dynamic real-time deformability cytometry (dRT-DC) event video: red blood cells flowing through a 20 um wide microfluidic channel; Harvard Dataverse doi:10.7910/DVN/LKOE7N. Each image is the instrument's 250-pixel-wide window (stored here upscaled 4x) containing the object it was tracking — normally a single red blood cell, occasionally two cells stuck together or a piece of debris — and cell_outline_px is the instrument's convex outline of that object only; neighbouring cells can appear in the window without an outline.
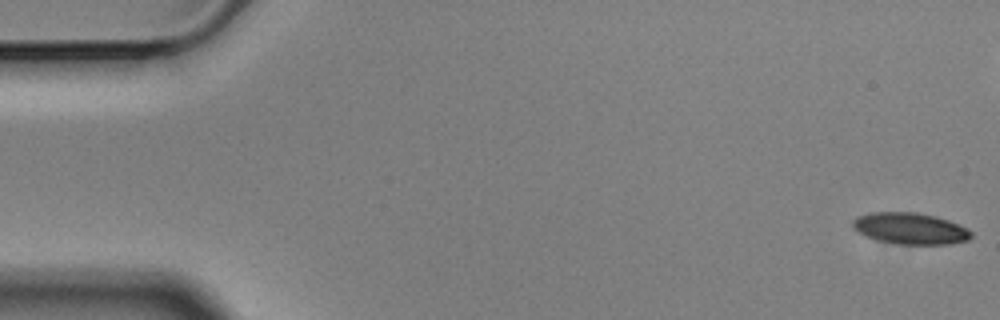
{"species": "Egyptian fruit bat (a non-hibernating species)", "species_latin": "Rousettus aegyptiacus", "temperature_condition": "cold", "stored_images_in_passage": 58, "camera_frame_rate_fps": 3000, "um_per_image_px": 0.085, "animal": {"sex": "male"}, "frame": {"image": 1, "passage_image": 1, "time_ms": 0.0, "image_size_px": [1000, 320], "cell_outline_px": [[972, 236], [968, 240], [948, 244], [892, 244], [868, 236], [852, 228], [852, 220], [856, 216], [872, 212], [916, 212], [936, 216], [948, 220], [968, 228], [972, 232]], "centroid_in_image_um": [77.38, 19.41], "position_along_channel_um": 7.6, "area_um2": 21.73}}
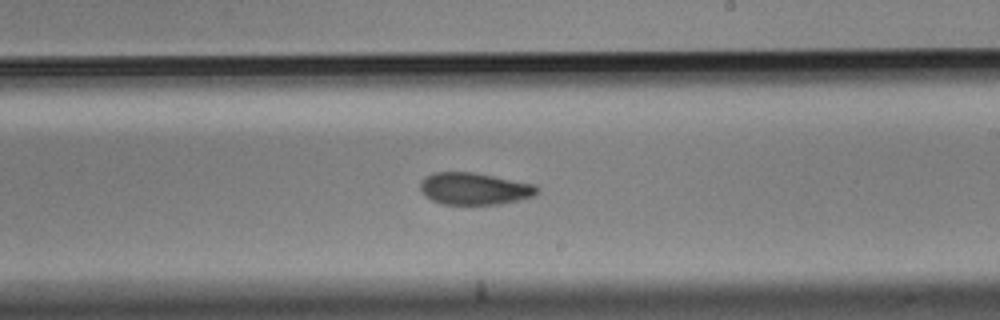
{"frame": {"image": 2, "passage_image": 33, "time_ms": 10.667, "image_size_px": [1000, 320], "cell_outline_px": [[540, 192], [532, 196], [520, 200], [500, 204], [444, 204], [432, 200], [424, 196], [420, 188], [420, 180], [424, 176], [432, 172], [472, 172], [536, 184], [540, 188]], "centroid_in_image_um": [40.32, 16.03], "position_along_channel_um": 248.7, "area_um2": 22.02}}
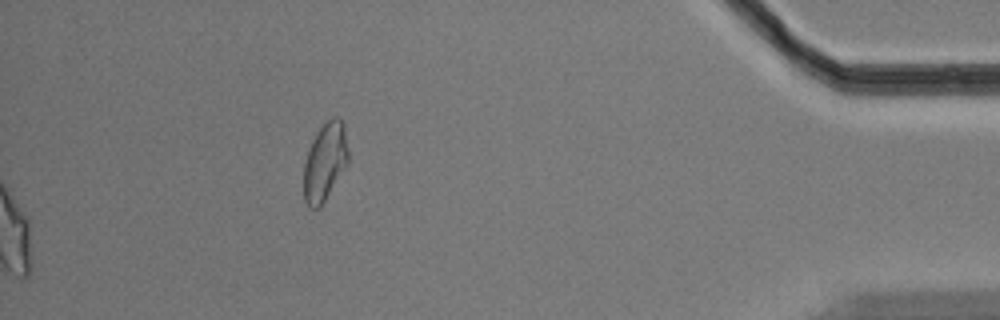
{"frame": {"image": 3, "passage_image": 58, "time_ms": 19.0, "image_size_px": [1000, 320], "cell_outline_px": [[348, 160], [320, 208], [308, 208], [304, 200], [304, 164], [308, 148], [316, 132], [332, 116], [340, 116], [344, 120], [348, 148]], "centroid_in_image_um": [27.61, 13.7], "position_along_channel_um": 407.6, "area_um2": 20.23}, "authors_computed_cell_mechanics": {"area_um2": 22.253, "velocity_mm_per_s": 3.5135, "shape_relaxation_time_tau1_ms": 10.0827, "shape_relaxation_time_tau2_ms": 4.8759, "deformation_change_tau1": 0.183, "deformation_change_tau2": 0.1125}}